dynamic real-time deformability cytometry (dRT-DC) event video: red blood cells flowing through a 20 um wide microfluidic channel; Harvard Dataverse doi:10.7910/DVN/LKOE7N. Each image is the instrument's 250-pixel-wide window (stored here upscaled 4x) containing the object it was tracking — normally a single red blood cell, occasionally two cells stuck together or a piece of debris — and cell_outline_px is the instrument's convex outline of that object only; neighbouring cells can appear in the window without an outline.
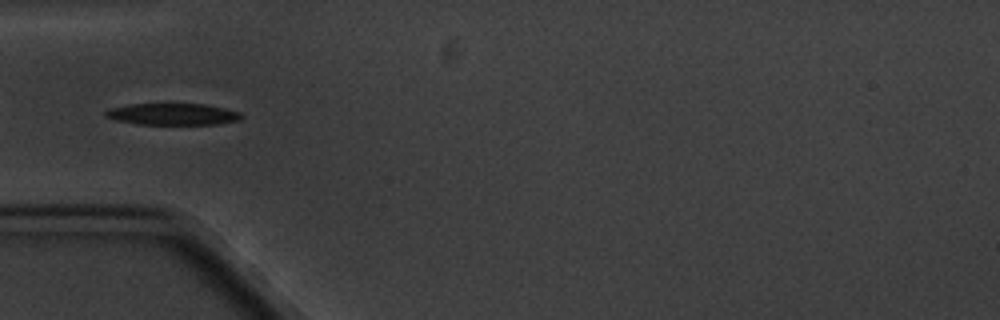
{"species": "common noctule bat (a hibernating species)", "species_latin": "Nyctalus noctula", "temperature_condition": "cold", "stored_images_in_passage": 8, "camera_frame_rate_fps": 3000, "um_per_image_px": 0.085, "animal": {"sex": "male", "body_mass_g": 20.1, "forearm_length_mm": 53.5}, "frame": {"image": 1, "passage_image": 5, "time_ms": 4.667, "image_size_px": [1000, 320], "cell_outline_px": [[244, 116], [240, 120], [216, 124], [136, 124], [116, 120], [104, 116], [104, 112], [108, 108], [128, 104], [204, 104], [224, 108], [240, 112]], "centroid_in_image_um": [14.65, 9.7], "position_along_channel_um": 70.3, "area_um2": 17.17}}